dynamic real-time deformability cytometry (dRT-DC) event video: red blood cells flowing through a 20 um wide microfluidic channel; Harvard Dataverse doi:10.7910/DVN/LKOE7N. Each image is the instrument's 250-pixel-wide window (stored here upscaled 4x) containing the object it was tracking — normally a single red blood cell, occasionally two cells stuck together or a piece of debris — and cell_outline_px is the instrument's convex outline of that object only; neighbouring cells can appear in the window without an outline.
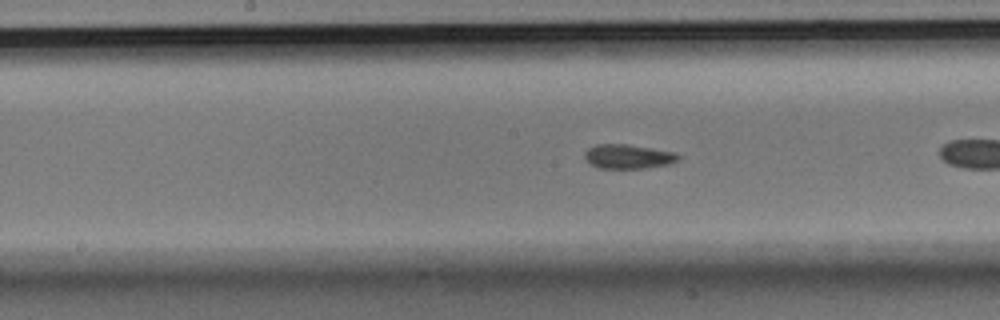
{"species": "Egyptian fruit bat (a non-hibernating species)", "species_latin": "Rousettus aegyptiacus", "temperature_condition": "room temperature", "stored_images_in_passage": 42, "camera_frame_rate_fps": 3000, "um_per_image_px": 0.085, "animal": {"sex": "male"}, "frame": {"image": 1, "passage_image": 13, "time_ms": 4.0, "image_size_px": [1000, 320], "cell_outline_px": [[680, 160], [668, 164], [644, 168], [600, 168], [584, 160], [584, 152], [588, 148], [596, 144], [628, 144], [676, 152], [680, 156]], "centroid_in_image_um": [53.39, 13.29], "position_along_channel_um": 194.8, "area_um2": 13.35}, "authors_computed_cell_mechanics": {"area_um2": 13.2651, "velocity_mm_per_s": 3.5277, "shape_relaxation_time_tau1_ms": 5.0241, "shape_relaxation_time_tau2_ms": null, "deformation_change_tau1": 0.1209, "deformation_change_tau2": null}}